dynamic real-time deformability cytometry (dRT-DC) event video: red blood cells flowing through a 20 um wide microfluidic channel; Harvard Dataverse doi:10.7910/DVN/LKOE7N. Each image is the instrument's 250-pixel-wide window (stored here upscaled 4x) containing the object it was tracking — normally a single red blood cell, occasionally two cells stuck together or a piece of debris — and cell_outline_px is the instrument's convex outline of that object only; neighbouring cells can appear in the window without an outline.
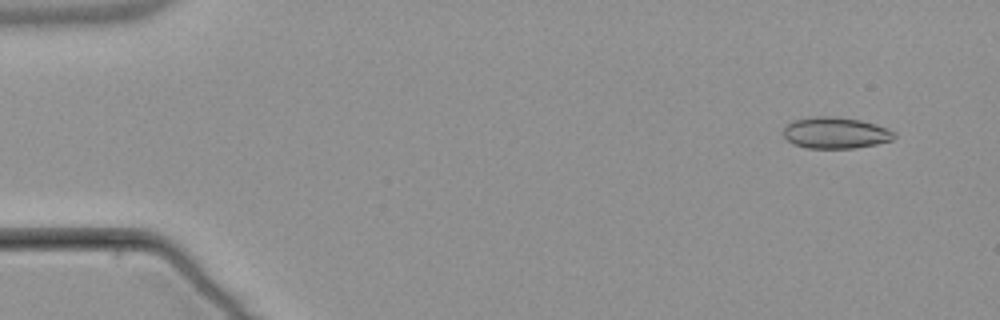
{"species": "common noctule bat (a hibernating species)", "species_latin": "Nyctalus noctula", "temperature_condition": "warm", "stored_images_in_passage": 5, "camera_frame_rate_fps": 3000, "um_per_image_px": 0.085, "animal": {"sex": "male", "body_mass_g": 21.5, "forearm_length_mm": 52.0}, "frame": {"image": 1, "passage_image": 2, "time_ms": 1.0, "image_size_px": [1000, 320], "cell_outline_px": [[896, 136], [892, 140], [876, 144], [856, 148], [808, 148], [792, 144], [784, 136], [784, 128], [788, 124], [796, 120], [816, 116], [832, 116], [860, 120], [888, 128], [896, 132]], "centroid_in_image_um": [71.05, 11.3], "position_along_channel_um": 14.0, "area_um2": 20.17}}
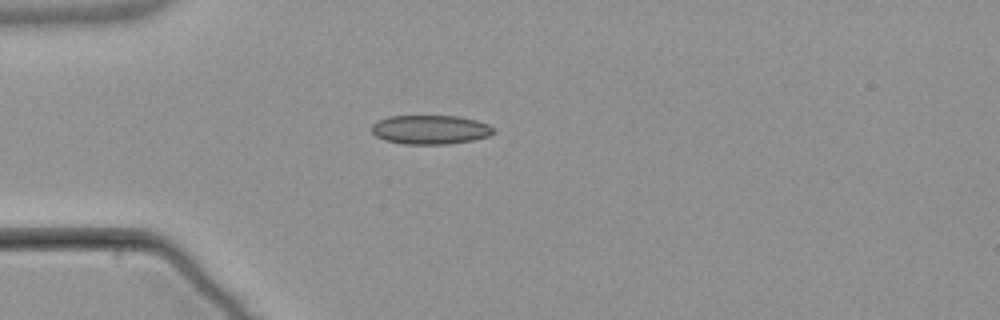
{"frame": {"image": 2, "passage_image": 5, "time_ms": 4.667, "image_size_px": [1000, 320], "cell_outline_px": [[496, 132], [488, 136], [472, 140], [448, 144], [404, 144], [384, 140], [376, 136], [372, 132], [372, 124], [376, 120], [388, 116], [456, 116], [476, 120], [488, 124]], "centroid_in_image_um": [36.54, 11.02], "position_along_channel_um": 48.5, "area_um2": 20.69}}